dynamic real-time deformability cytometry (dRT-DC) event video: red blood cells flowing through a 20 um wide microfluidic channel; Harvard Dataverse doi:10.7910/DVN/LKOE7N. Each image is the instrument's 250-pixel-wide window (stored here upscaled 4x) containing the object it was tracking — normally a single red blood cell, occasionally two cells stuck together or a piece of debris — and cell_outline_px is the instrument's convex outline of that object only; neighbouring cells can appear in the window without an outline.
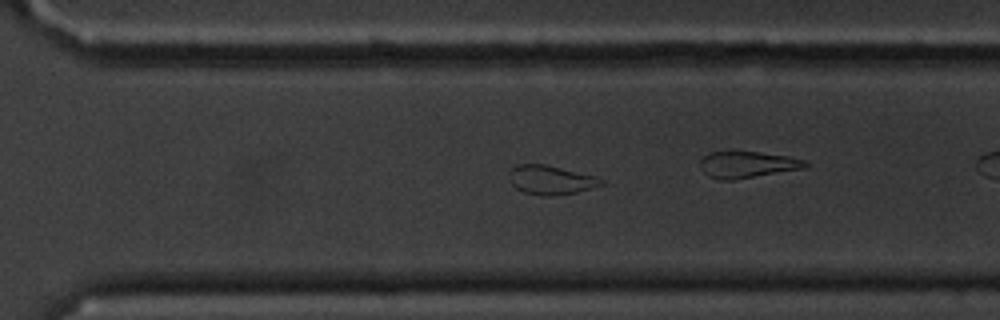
{"species": "common noctule bat (a hibernating species)", "species_latin": "Nyctalus noctula", "temperature_condition": "cold", "stored_images_in_passage": 46, "camera_frame_rate_fps": 3000, "um_per_image_px": 0.085, "animal": {"sex": "male", "body_mass_g": 20.1, "forearm_length_mm": 53.5}, "frame": {"image": 1, "passage_image": 28, "time_ms": 9.0, "image_size_px": [1000, 320], "cell_outline_px": [[604, 184], [592, 188], [576, 192], [552, 196], [540, 196], [524, 192], [516, 188], [512, 184], [508, 176], [508, 172], [516, 164], [544, 164], [596, 176], [604, 180]], "centroid_in_image_um": [46.8, 15.3], "position_along_channel_um": 323.8, "area_um2": 15.66}}
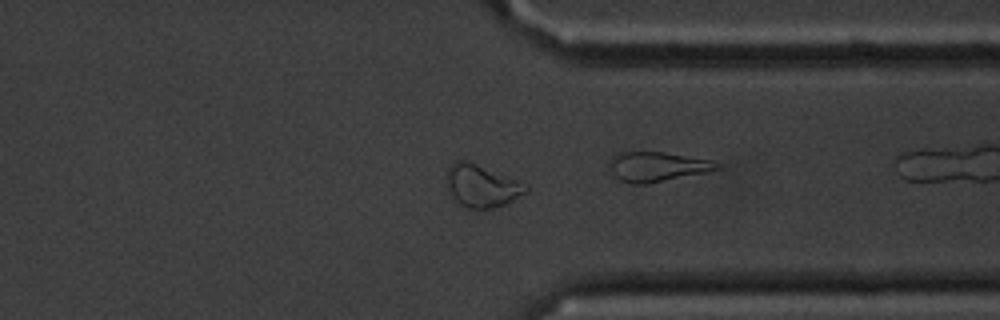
{"frame": {"image": 2, "passage_image": 32, "time_ms": 10.333, "image_size_px": [1000, 320], "cell_outline_px": [[528, 192], [508, 204], [492, 208], [468, 208], [460, 204], [448, 192], [444, 176], [448, 168], [456, 160], [468, 160], [528, 184]], "centroid_in_image_um": [40.94, 15.79], "position_along_channel_um": 370.5, "area_um2": 20.0}}
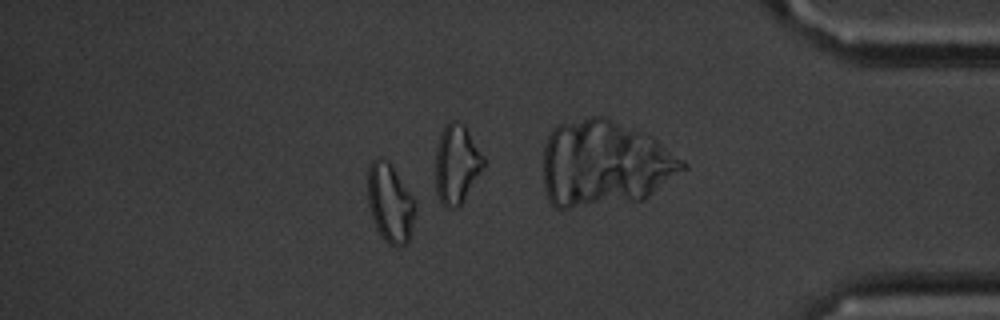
{"frame": {"image": 3, "passage_image": 38, "time_ms": 12.333, "image_size_px": [1000, 320], "cell_outline_px": [[416, 212], [408, 240], [400, 248], [396, 248], [388, 244], [384, 240], [376, 228], [368, 204], [368, 164], [372, 160], [380, 156], [388, 160], [392, 164], [416, 200]], "centroid_in_image_um": [33.17, 17.22], "position_along_channel_um": 402.0, "area_um2": 22.37}, "authors_computed_cell_mechanics": {"area_um2": 16.1262, "velocity_mm_per_s": 3.5913, "shape_relaxation_time_tau1_ms": 9.6189, "shape_relaxation_time_tau2_ms": 1.671, "deformation_change_tau1": 0.1402, "deformation_change_tau2": 0.0553}}